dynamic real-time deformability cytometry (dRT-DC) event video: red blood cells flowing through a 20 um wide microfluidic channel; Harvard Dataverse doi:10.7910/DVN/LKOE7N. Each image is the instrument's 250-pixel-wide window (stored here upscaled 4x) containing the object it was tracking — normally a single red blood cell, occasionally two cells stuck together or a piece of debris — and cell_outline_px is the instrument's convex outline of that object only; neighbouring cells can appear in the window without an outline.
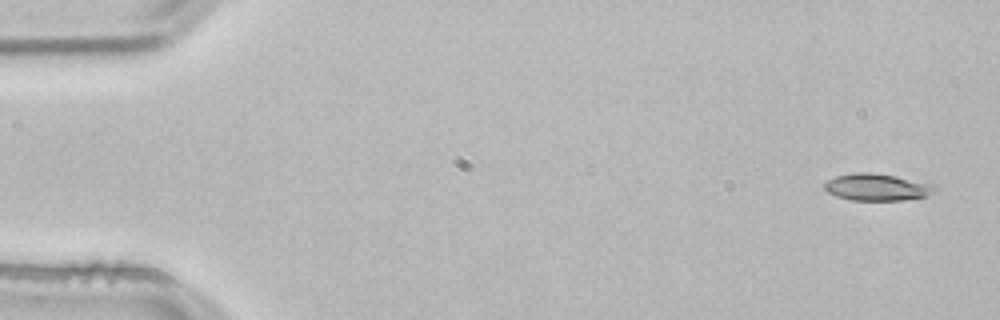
{"species": "common noctule bat (a hibernating species)", "species_latin": "Nyctalus noctula", "temperature_condition": "room temperature", "stored_images_in_passage": 3, "camera_frame_rate_fps": 3000, "um_per_image_px": 0.085, "animal": {"sex": "male", "body_mass_g": 21.5, "forearm_length_mm": 52.0}, "frame": {"image": 1, "passage_image": 1, "time_ms": 0.0, "image_size_px": [1000, 320], "cell_outline_px": [[936, 192], [924, 196], [900, 200], [852, 200], [836, 196], [828, 192], [824, 188], [824, 184], [828, 180], [836, 176], [852, 172], [872, 172], [936, 184]], "centroid_in_image_um": [74.54, 15.9], "position_along_channel_um": 10.5, "area_um2": 17.28}}